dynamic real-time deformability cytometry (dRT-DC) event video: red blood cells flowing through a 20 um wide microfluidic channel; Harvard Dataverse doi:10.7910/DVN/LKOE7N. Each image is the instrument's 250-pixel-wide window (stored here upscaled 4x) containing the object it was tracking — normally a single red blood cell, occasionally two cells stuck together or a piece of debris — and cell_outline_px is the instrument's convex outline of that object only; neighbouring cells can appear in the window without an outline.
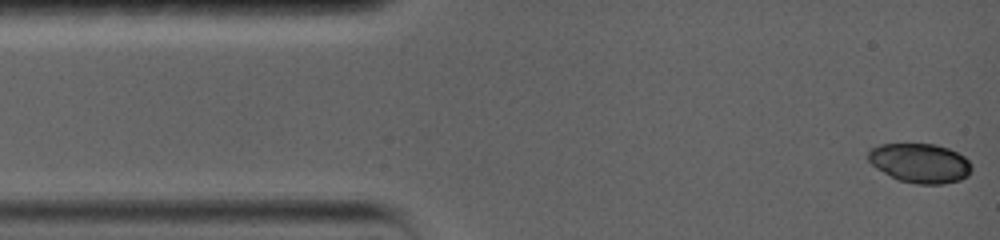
{"species": "common noctule bat (a hibernating species)", "species_latin": "Nyctalus noctula", "temperature_condition": "warm", "stored_images_in_passage": 14, "camera_frame_rate_fps": 5000, "um_per_image_px": 0.085, "animal": {"sex": "female", "body_mass_g": 19.0, "forearm_length_mm": 56.7}, "frame": {"image": 1, "passage_image": 1, "time_ms": 0.0, "image_size_px": [1000, 240], "cell_outline_px": [[972, 168], [968, 176], [960, 180], [944, 184], [916, 184], [900, 180], [876, 168], [868, 160], [868, 148], [880, 144], [936, 144], [948, 148], [964, 156], [972, 164]], "centroid_in_image_um": [78.21, 13.86], "position_along_channel_um": 6.8, "area_um2": 23.81}}
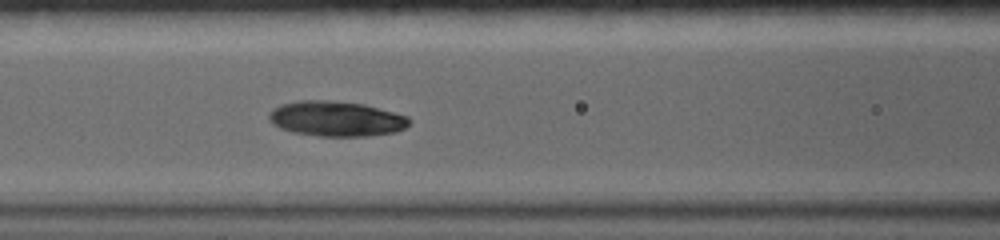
{"frame": {"image": 2, "passage_image": 12, "time_ms": 5.8, "image_size_px": [1000, 240], "cell_outline_px": [[412, 120], [404, 128], [396, 132], [368, 136], [320, 136], [292, 132], [280, 128], [272, 124], [268, 120], [268, 112], [272, 108], [280, 104], [296, 100], [328, 100], [364, 104], [408, 116]], "centroid_in_image_um": [28.53, 10.09], "position_along_channel_um": 138.1, "area_um2": 29.02}}
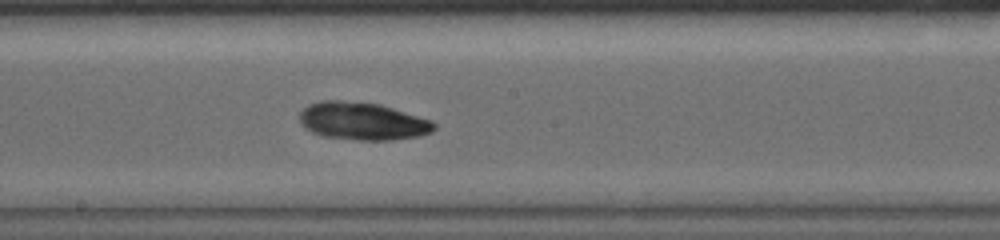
{"frame": {"image": 3, "passage_image": 14, "time_ms": 8.0, "image_size_px": [1000, 240], "cell_outline_px": [[436, 128], [432, 132], [420, 136], [392, 140], [356, 140], [324, 136], [312, 132], [304, 128], [300, 124], [300, 112], [308, 104], [320, 100], [340, 100], [380, 104], [432, 120], [436, 124]], "centroid_in_image_um": [30.82, 10.3], "position_along_channel_um": 217.4, "area_um2": 29.77}}